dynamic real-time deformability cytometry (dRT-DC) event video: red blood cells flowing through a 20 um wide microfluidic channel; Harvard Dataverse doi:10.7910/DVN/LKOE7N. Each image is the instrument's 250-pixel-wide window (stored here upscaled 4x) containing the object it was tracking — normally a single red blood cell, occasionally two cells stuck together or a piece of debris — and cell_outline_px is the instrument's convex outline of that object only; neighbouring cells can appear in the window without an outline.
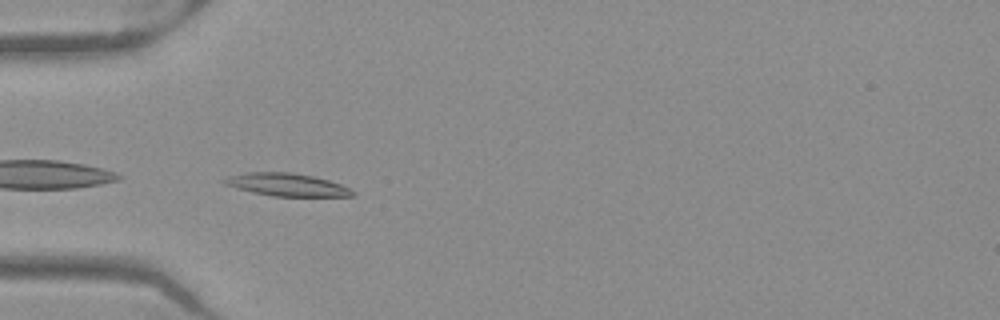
{"species": "Egyptian fruit bat (a non-hibernating species)", "species_latin": "Rousettus aegyptiacus", "temperature_condition": "warm", "stored_images_in_passage": 36, "camera_frame_rate_fps": 3000, "um_per_image_px": 0.085, "frame": {"image": 1, "passage_image": 1, "time_ms": 0.0, "image_size_px": [1000, 320], "cell_outline_px": [[356, 196], [272, 196], [252, 192], [236, 188], [224, 184], [220, 180], [228, 176], [248, 172], [292, 172], [312, 176], [328, 180], [340, 184], [356, 192]], "centroid_in_image_um": [24.35, 15.7], "position_along_channel_um": 60.6, "area_um2": 16.99}}
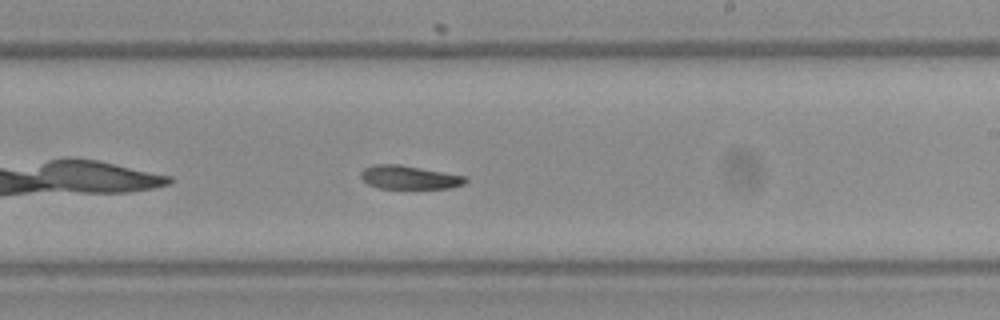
{"frame": {"image": 2, "passage_image": 16, "time_ms": 5.0, "image_size_px": [1000, 320], "cell_outline_px": [[468, 180], [464, 184], [448, 188], [380, 188], [368, 184], [360, 176], [360, 172], [364, 168], [372, 164], [400, 164], [468, 176]], "centroid_in_image_um": [34.8, 15.06], "position_along_channel_um": 254.2, "area_um2": 14.45}}
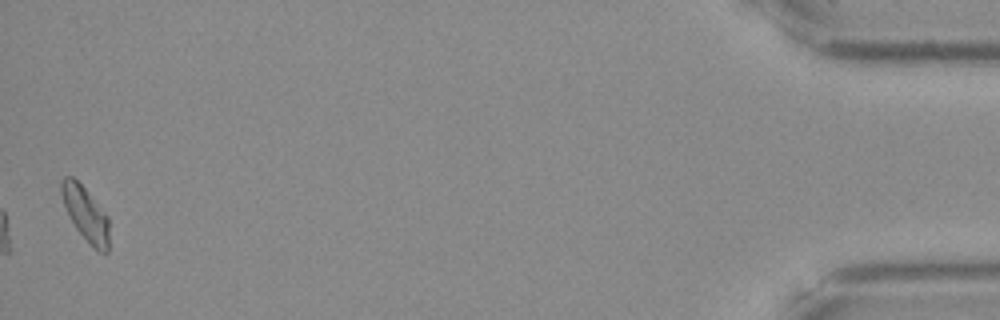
{"frame": {"image": 3, "passage_image": 36, "time_ms": 11.667, "image_size_px": [1000, 320], "cell_outline_px": [[108, 252], [96, 252], [76, 228], [64, 204], [60, 192], [60, 180], [64, 176], [72, 176], [84, 188], [108, 216]], "centroid_in_image_um": [7.27, 18.18], "position_along_channel_um": 427.9, "area_um2": 14.85}, "authors_computed_cell_mechanics": {"area_um2": 15.5193, "velocity_mm_per_s": 3.9405, "shape_relaxation_time_tau1_ms": null, "shape_relaxation_time_tau2_ms": 4.2975, "deformation_change_tau1": null, "deformation_change_tau2": 0.1042}}